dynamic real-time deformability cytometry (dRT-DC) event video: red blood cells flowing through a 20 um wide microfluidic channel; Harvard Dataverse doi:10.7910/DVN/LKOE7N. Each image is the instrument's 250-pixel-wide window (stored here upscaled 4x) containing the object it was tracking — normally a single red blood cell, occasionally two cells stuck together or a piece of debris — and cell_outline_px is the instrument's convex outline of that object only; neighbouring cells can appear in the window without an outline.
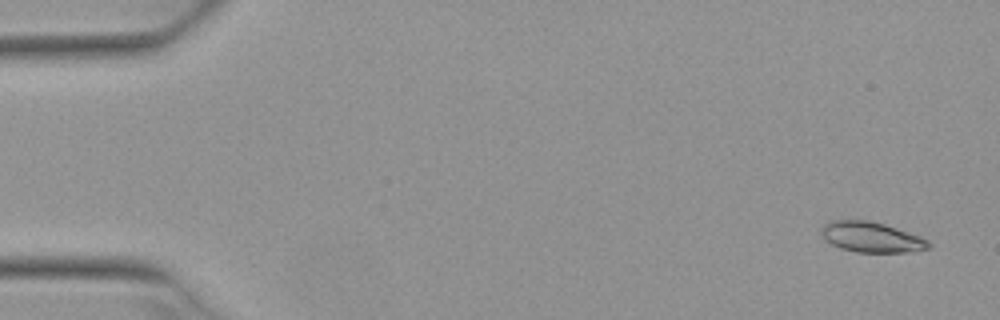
{"species": "Egyptian fruit bat (a non-hibernating species)", "species_latin": "Rousettus aegyptiacus", "temperature_condition": "warm", "stored_images_in_passage": 7, "camera_frame_rate_fps": 3000, "um_per_image_px": 0.085, "animal": {"sex": "female"}, "frame": {"image": 1, "passage_image": 1, "time_ms": 0.0, "image_size_px": [1000, 320], "cell_outline_px": [[932, 248], [908, 252], [856, 252], [840, 248], [832, 244], [820, 232], [820, 228], [828, 220], [868, 220], [884, 224], [920, 236], [928, 240], [932, 244]], "centroid_in_image_um": [74.09, 20.15], "position_along_channel_um": 10.9, "area_um2": 19.02}}
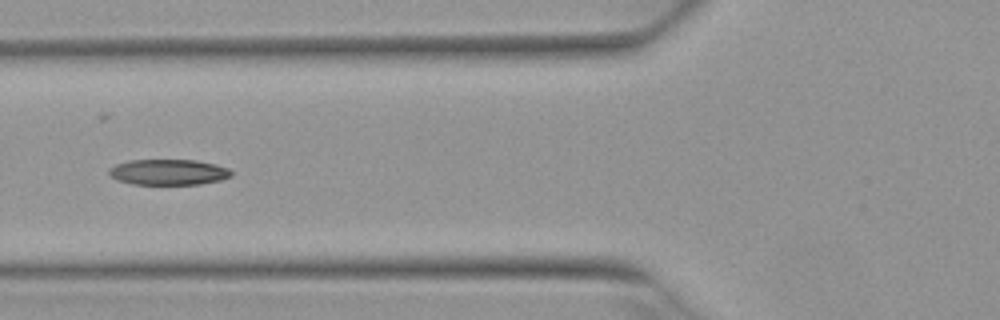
{"frame": {"image": 2, "passage_image": 6, "time_ms": 1.667, "image_size_px": [1000, 320], "cell_outline_px": [[232, 176], [220, 180], [200, 184], [132, 184], [116, 180], [108, 172], [108, 168], [116, 164], [128, 160], [196, 160], [228, 168], [232, 172]], "centroid_in_image_um": [14.28, 14.63], "position_along_channel_um": 111.5, "area_um2": 18.26}}
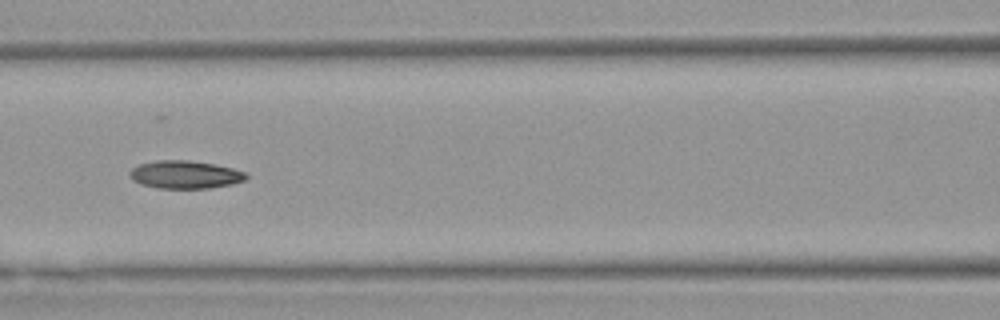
{"frame": {"image": 3, "passage_image": 7, "time_ms": 2.0, "image_size_px": [1000, 320], "cell_outline_px": [[248, 176], [244, 180], [232, 184], [212, 188], [156, 188], [140, 184], [132, 180], [128, 176], [128, 172], [132, 168], [140, 164], [156, 160], [188, 160], [216, 164], [232, 168], [244, 172]], "centroid_in_image_um": [15.69, 14.84], "position_along_channel_um": 150.9, "area_um2": 19.07}}